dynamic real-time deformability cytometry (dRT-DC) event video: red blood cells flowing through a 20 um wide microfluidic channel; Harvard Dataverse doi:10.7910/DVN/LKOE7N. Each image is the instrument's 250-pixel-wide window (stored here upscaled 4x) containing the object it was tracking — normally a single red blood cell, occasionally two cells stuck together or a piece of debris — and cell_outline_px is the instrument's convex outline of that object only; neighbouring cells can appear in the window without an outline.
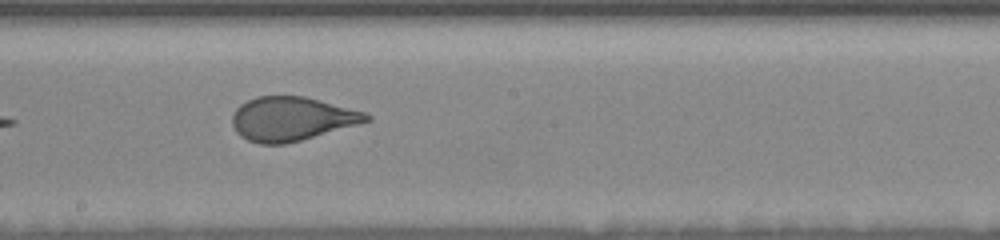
{"species": "human", "species_latin": "Homo sapiens", "temperature_condition": "room temperature", "stored_images_in_passage": 30, "camera_frame_rate_fps": 3000, "um_per_image_px": 0.085, "donor": {"sex": "female"}, "frame": {"image": 1, "passage_image": 8, "time_ms": 4.0, "image_size_px": [1000, 240], "cell_outline_px": [[372, 120], [300, 140], [284, 144], [260, 144], [248, 140], [240, 136], [236, 132], [232, 124], [232, 112], [240, 104], [256, 96], [304, 96], [320, 100], [364, 112], [372, 116]], "centroid_in_image_um": [24.75, 10.09], "position_along_channel_um": 223.5, "area_um2": 34.16}}
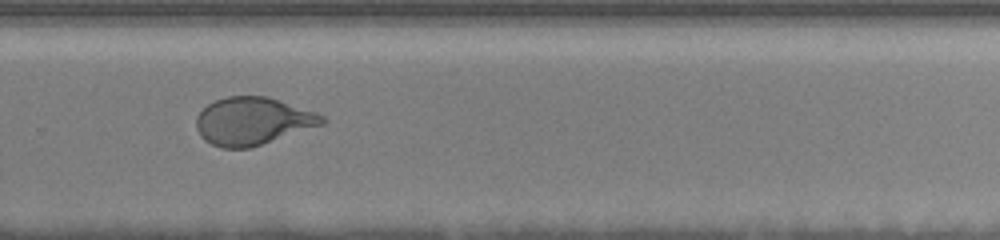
{"frame": {"image": 2, "passage_image": 12, "time_ms": 6.333, "image_size_px": [1000, 240], "cell_outline_px": [[328, 120], [324, 124], [252, 148], [224, 148], [212, 144], [204, 140], [200, 136], [196, 128], [196, 116], [208, 104], [216, 100], [228, 96], [268, 96], [316, 112], [324, 116]], "centroid_in_image_um": [21.5, 10.3], "position_along_channel_um": 308.3, "area_um2": 35.14}, "authors_computed_cell_mechanics": {"area_um2": 37.5122, "velocity_mm_per_s": 3.6633, "shape_relaxation_time_tau1_ms": 5.0209, "shape_relaxation_time_tau2_ms": null, "deformation_change_tau1": 0.1445, "deformation_change_tau2": null}}